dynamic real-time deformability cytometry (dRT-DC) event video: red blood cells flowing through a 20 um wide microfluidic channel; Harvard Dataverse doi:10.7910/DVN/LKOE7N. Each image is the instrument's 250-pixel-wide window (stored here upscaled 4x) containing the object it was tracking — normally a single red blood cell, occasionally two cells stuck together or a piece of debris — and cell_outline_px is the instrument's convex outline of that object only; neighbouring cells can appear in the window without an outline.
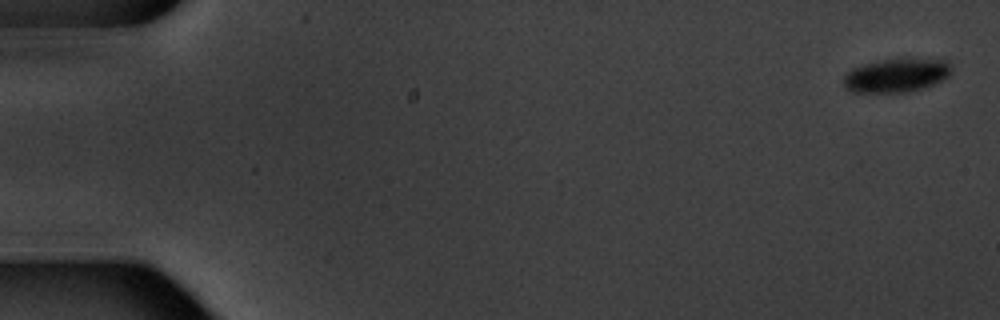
{"species": "common noctule bat (a hibernating species)", "species_latin": "Nyctalus noctula", "temperature_condition": "warm", "stored_images_in_passage": 6, "camera_frame_rate_fps": 3000, "um_per_image_px": 0.085, "animal": {"sex": "male", "body_mass_g": 20.1, "forearm_length_mm": 53.5}, "frame": {"image": 1, "passage_image": 1, "time_ms": 0.0, "image_size_px": [1000, 320], "cell_outline_px": [[952, 72], [948, 76], [924, 88], [908, 92], [852, 92], [844, 84], [844, 76], [852, 68], [864, 64], [884, 60], [908, 56], [944, 60], [952, 68]], "centroid_in_image_um": [76.23, 6.37], "position_along_channel_um": 8.8, "area_um2": 21.39}}
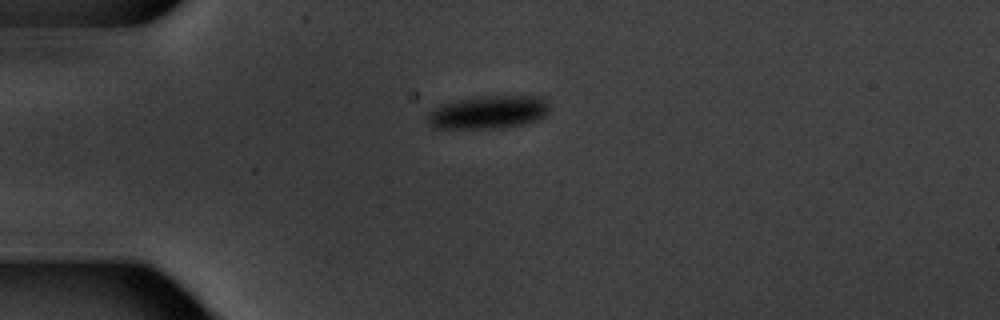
{"frame": {"image": 2, "passage_image": 5, "time_ms": 4.667, "image_size_px": [1000, 320], "cell_outline_px": [[548, 112], [544, 116], [536, 120], [524, 124], [504, 128], [432, 128], [428, 120], [428, 116], [436, 108], [444, 104], [456, 100], [484, 96], [548, 96]], "centroid_in_image_um": [41.6, 9.53], "position_along_channel_um": 43.4, "area_um2": 23.41}}